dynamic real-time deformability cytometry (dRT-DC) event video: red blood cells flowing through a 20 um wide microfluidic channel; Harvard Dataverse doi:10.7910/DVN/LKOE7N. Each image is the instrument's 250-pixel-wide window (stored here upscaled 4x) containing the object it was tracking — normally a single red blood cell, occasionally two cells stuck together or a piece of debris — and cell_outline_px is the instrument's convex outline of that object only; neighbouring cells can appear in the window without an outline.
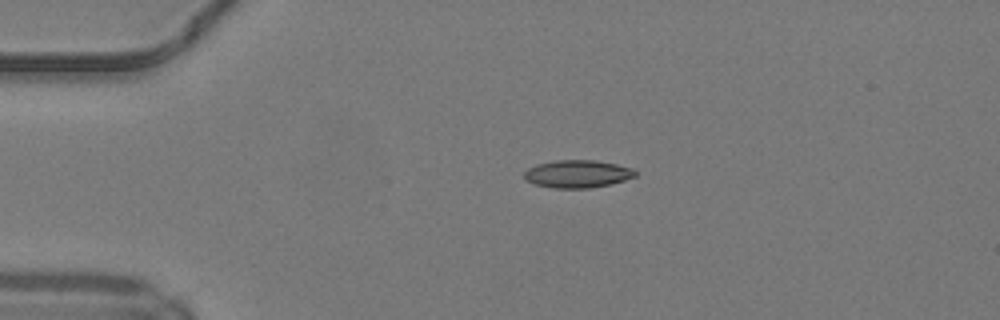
{"species": "common noctule bat (a hibernating species)", "species_latin": "Nyctalus noctula", "temperature_condition": "warm", "stored_images_in_passage": 39, "camera_frame_rate_fps": 3000, "um_per_image_px": 0.085, "animal": {"sex": "male", "body_mass_g": 19.2, "forearm_length_mm": 51.8}, "frame": {"image": 1, "passage_image": 1, "time_ms": 0.0, "image_size_px": [1000, 320], "cell_outline_px": [[636, 176], [612, 184], [588, 188], [552, 188], [532, 184], [524, 180], [524, 172], [528, 168], [536, 164], [556, 160], [596, 160], [616, 164], [632, 168], [636, 172]], "centroid_in_image_um": [49.05, 14.78], "position_along_channel_um": 36.0, "area_um2": 18.09}}
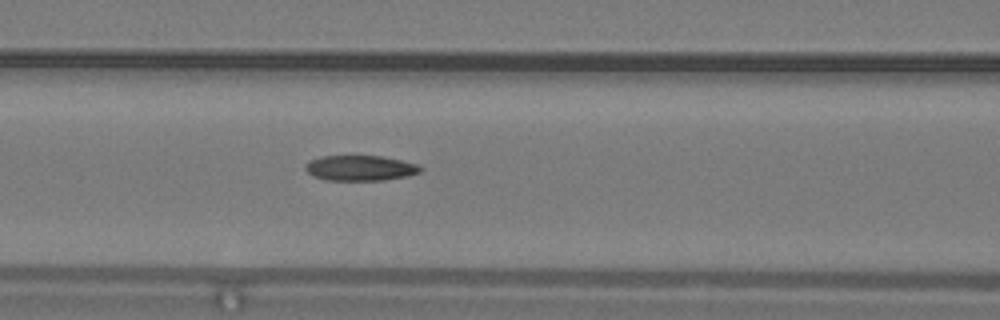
{"frame": {"image": 2, "passage_image": 11, "time_ms": 3.333, "image_size_px": [1000, 320], "cell_outline_px": [[424, 168], [420, 172], [408, 176], [384, 180], [324, 180], [312, 176], [304, 168], [308, 160], [320, 156], [380, 156], [420, 164]], "centroid_in_image_um": [30.62, 14.28], "position_along_channel_um": 136.0, "area_um2": 17.17}}
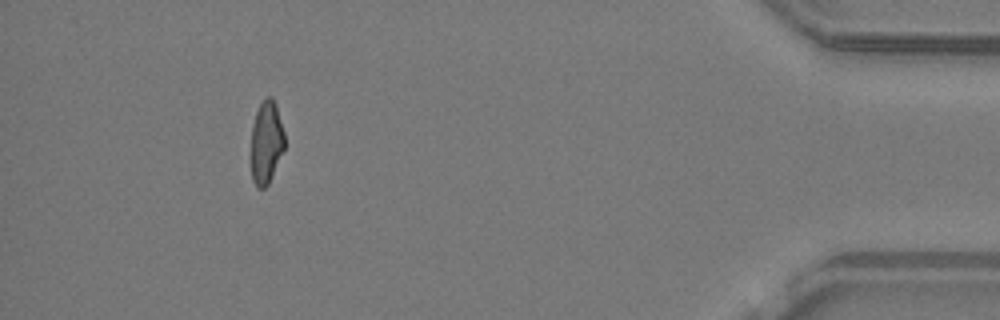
{"frame": {"image": 3, "passage_image": 35, "time_ms": 11.333, "image_size_px": [1000, 320], "cell_outline_px": [[284, 148], [272, 176], [268, 184], [264, 188], [256, 188], [252, 180], [252, 124], [256, 112], [264, 96], [272, 96], [276, 104], [284, 132]], "centroid_in_image_um": [22.63, 12.07], "position_along_channel_um": 412.6, "area_um2": 16.13}, "authors_computed_cell_mechanics": {"area_um2": 17.3978, "velocity_mm_per_s": 4.2372, "shape_relaxation_time_tau1_ms": null, "shape_relaxation_time_tau2_ms": 2.5532, "deformation_change_tau1": null, "deformation_change_tau2": 0.1056}}